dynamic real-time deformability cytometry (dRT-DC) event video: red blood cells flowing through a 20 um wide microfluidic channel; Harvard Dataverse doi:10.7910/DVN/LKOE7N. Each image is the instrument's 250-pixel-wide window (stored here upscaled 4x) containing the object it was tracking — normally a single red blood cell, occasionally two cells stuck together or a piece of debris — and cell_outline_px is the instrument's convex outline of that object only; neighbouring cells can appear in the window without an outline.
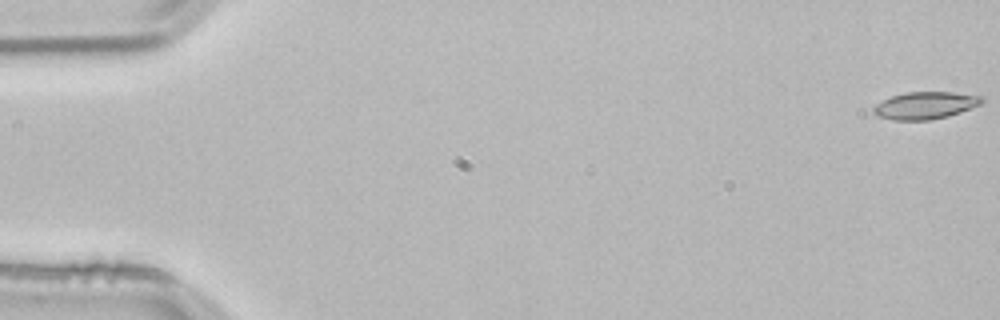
{"species": "common noctule bat (a hibernating species)", "species_latin": "Nyctalus noctula", "temperature_condition": "room temperature", "stored_images_in_passage": 54, "camera_frame_rate_fps": 3000, "um_per_image_px": 0.085, "animal": {"sex": "male", "body_mass_g": 21.5, "forearm_length_mm": 52.0}, "frame": {"image": 1, "passage_image": 1, "time_ms": 0.0, "image_size_px": [1000, 320], "cell_outline_px": [[984, 100], [980, 104], [960, 112], [948, 116], [928, 120], [892, 120], [876, 116], [872, 112], [872, 108], [876, 104], [892, 96], [908, 92], [952, 92], [984, 96]], "centroid_in_image_um": [78.63, 8.96], "position_along_channel_um": 6.4, "area_um2": 17.17}}
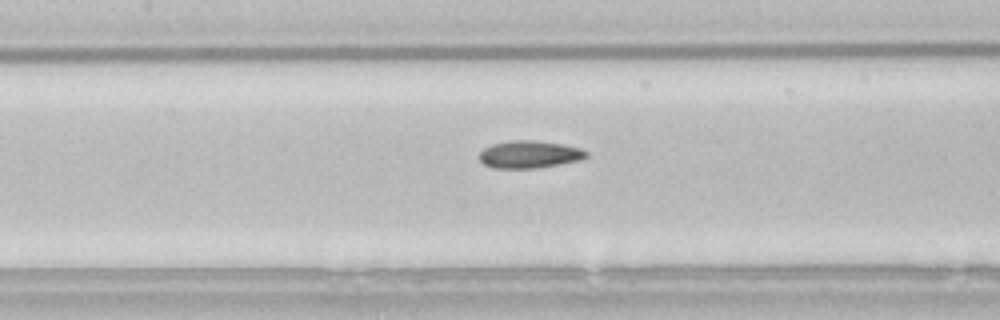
{"frame": {"image": 2, "passage_image": 25, "time_ms": 8.0, "image_size_px": [1000, 320], "cell_outline_px": [[588, 156], [580, 160], [560, 164], [536, 168], [492, 168], [484, 164], [480, 160], [480, 152], [484, 148], [492, 144], [508, 140], [532, 140], [560, 144], [580, 148], [588, 152]], "centroid_in_image_um": [44.98, 13.12], "position_along_channel_um": 162.4, "area_um2": 17.05}}
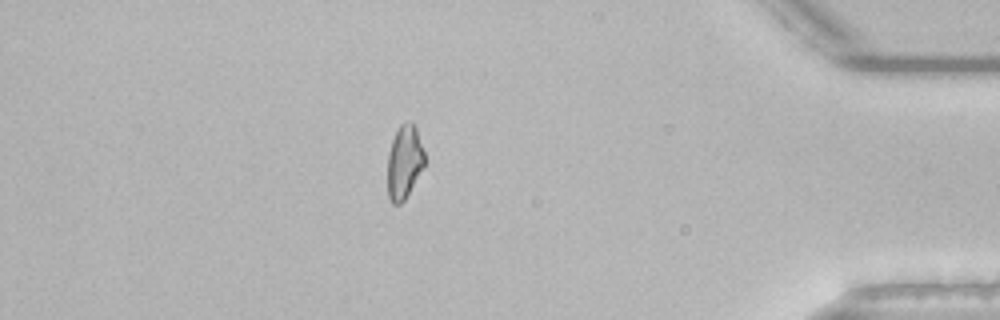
{"frame": {"image": 3, "passage_image": 47, "time_ms": 15.333, "image_size_px": [1000, 320], "cell_outline_px": [[424, 164], [404, 200], [400, 204], [392, 204], [388, 196], [388, 152], [396, 128], [400, 124], [408, 120], [412, 120], [416, 128], [424, 152]], "centroid_in_image_um": [34.34, 13.71], "position_along_channel_um": 400.9, "area_um2": 15.78}, "authors_computed_cell_mechanics": {"area_um2": 16.762, "velocity_mm_per_s": 3.8251, "shape_relaxation_time_tau1_ms": null, "shape_relaxation_time_tau2_ms": 2.8086, "deformation_change_tau1": null, "deformation_change_tau2": 0.087}}